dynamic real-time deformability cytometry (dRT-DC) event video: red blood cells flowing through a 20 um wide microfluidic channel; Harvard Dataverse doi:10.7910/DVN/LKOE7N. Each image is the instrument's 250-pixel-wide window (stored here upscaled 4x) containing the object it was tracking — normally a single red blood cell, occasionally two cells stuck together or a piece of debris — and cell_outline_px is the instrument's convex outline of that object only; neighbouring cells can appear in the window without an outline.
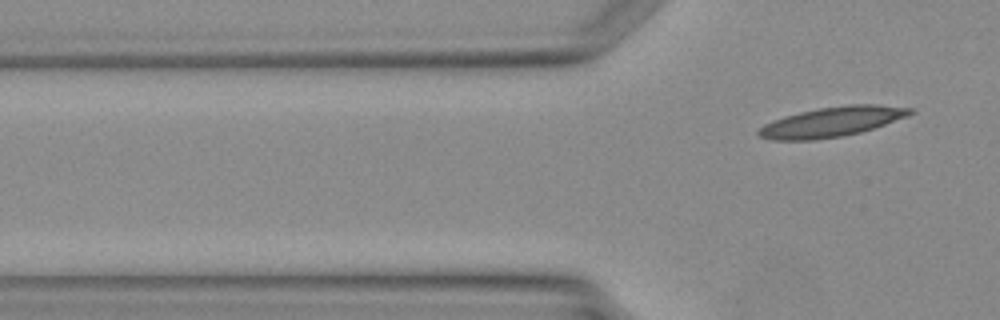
{"species": "Egyptian fruit bat (a non-hibernating species)", "species_latin": "Rousettus aegyptiacus", "temperature_condition": "warm", "stored_images_in_passage": 3, "camera_frame_rate_fps": 3000, "um_per_image_px": 0.085, "animal": {"sex": "female"}, "frame": {"image": 1, "passage_image": 3, "time_ms": 2.667, "image_size_px": [1000, 320], "cell_outline_px": [[916, 112], [908, 116], [860, 132], [844, 136], [812, 140], [772, 140], [760, 136], [756, 132], [764, 124], [784, 116], [800, 112], [820, 108], [852, 104], [876, 104], [912, 108]], "centroid_in_image_um": [70.72, 10.35], "position_along_channel_um": 55.1, "area_um2": 26.18}}